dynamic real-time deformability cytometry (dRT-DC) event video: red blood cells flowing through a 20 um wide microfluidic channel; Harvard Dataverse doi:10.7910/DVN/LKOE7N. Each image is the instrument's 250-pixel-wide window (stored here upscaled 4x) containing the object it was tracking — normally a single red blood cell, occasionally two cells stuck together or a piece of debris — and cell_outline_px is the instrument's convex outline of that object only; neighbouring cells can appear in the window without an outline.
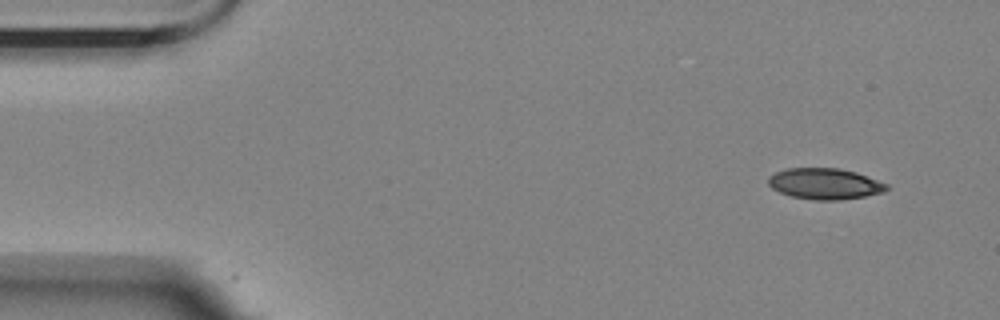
{"species": "Egyptian fruit bat (a non-hibernating species)", "species_latin": "Rousettus aegyptiacus", "temperature_condition": "room temperature", "stored_images_in_passage": 10, "camera_frame_rate_fps": 3000, "um_per_image_px": 0.085, "animal": {"sex": "female"}, "frame": {"image": 1, "passage_image": 1, "time_ms": 0.0, "image_size_px": [1000, 320], "cell_outline_px": [[892, 188], [884, 192], [864, 196], [840, 200], [812, 200], [792, 196], [780, 192], [772, 188], [768, 184], [768, 176], [776, 172], [788, 168], [840, 168], [856, 172], [888, 184]], "centroid_in_image_um": [70.13, 15.62], "position_along_channel_um": 14.9, "area_um2": 21.5}}
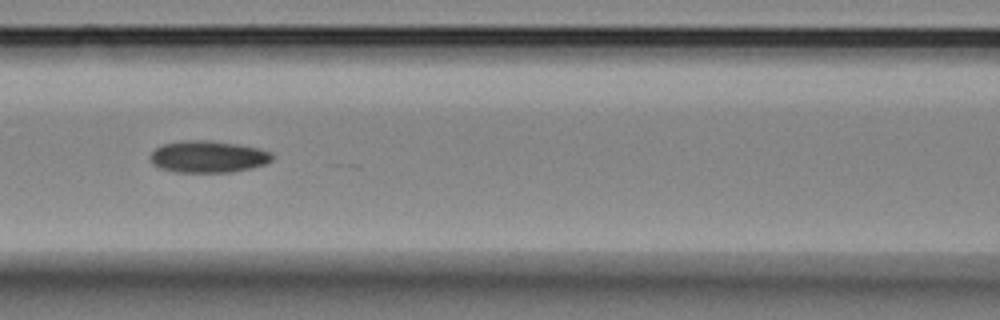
{"frame": {"image": 2, "passage_image": 6, "time_ms": 6.667, "image_size_px": [1000, 320], "cell_outline_px": [[272, 160], [264, 164], [252, 168], [232, 172], [176, 172], [160, 168], [152, 164], [148, 156], [156, 148], [164, 144], [184, 140], [208, 140], [240, 144], [260, 148], [272, 152]], "centroid_in_image_um": [17.69, 13.31], "position_along_channel_um": 148.9, "area_um2": 22.83}}
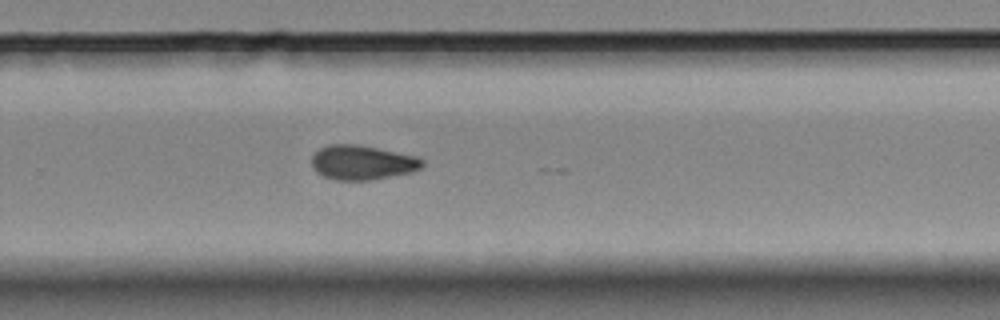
{"frame": {"image": 3, "passage_image": 10, "time_ms": 11.0, "image_size_px": [1000, 320], "cell_outline_px": [[424, 164], [420, 168], [412, 172], [372, 180], [336, 180], [324, 176], [316, 172], [312, 168], [312, 156], [320, 148], [328, 144], [360, 144], [416, 156], [424, 160]], "centroid_in_image_um": [30.79, 13.81], "position_along_channel_um": 299.0, "area_um2": 22.37}}